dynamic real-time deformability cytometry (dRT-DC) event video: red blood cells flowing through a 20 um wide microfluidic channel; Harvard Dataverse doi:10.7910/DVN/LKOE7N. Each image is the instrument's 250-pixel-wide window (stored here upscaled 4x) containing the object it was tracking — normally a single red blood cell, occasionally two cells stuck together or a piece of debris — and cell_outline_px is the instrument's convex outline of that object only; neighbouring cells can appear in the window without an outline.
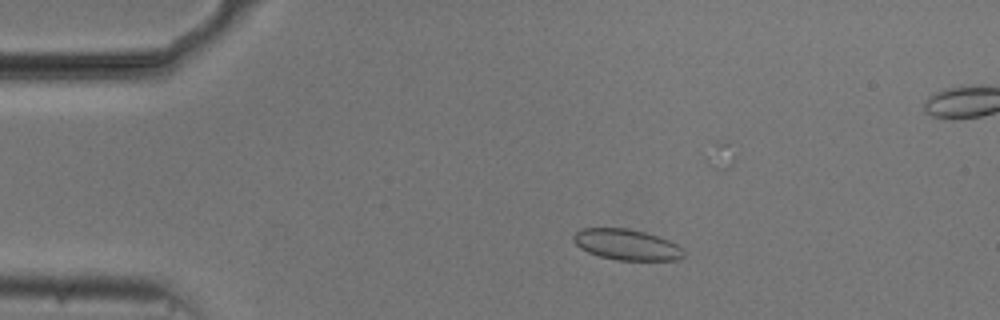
{"species": "common noctule bat (a hibernating species)", "species_latin": "Nyctalus noctula", "temperature_condition": "cold", "stored_images_in_passage": 36, "camera_frame_rate_fps": 3000, "um_per_image_px": 0.085, "animal": {"sex": "male", "body_mass_g": 20.5, "forearm_length_mm": 52.5}, "frame": {"image": 1, "passage_image": 5, "time_ms": 1.333, "image_size_px": [1000, 320], "cell_outline_px": [[684, 256], [680, 260], [616, 260], [600, 256], [588, 252], [580, 248], [572, 240], [572, 236], [580, 228], [628, 228], [644, 232], [668, 240], [676, 244], [684, 252]], "centroid_in_image_um": [53.23, 20.79], "position_along_channel_um": 31.8, "area_um2": 19.77}}
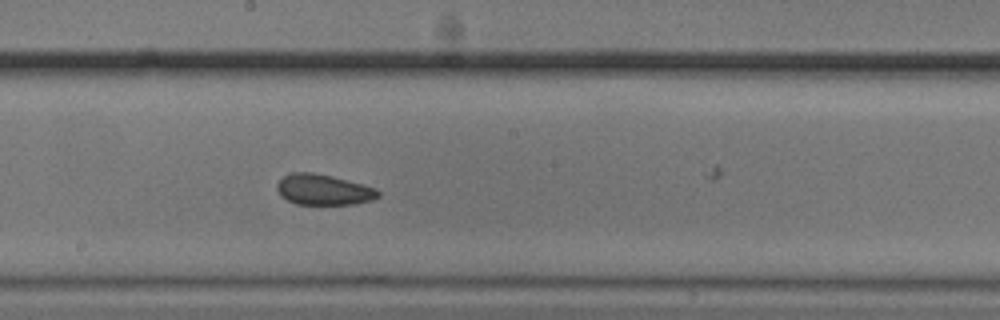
{"frame": {"image": 2, "passage_image": 24, "time_ms": 7.667, "image_size_px": [1000, 320], "cell_outline_px": [[380, 196], [372, 200], [356, 204], [296, 204], [280, 196], [276, 188], [276, 184], [288, 172], [312, 172], [332, 176], [376, 188], [380, 192]], "centroid_in_image_um": [27.48, 16.12], "position_along_channel_um": 220.7, "area_um2": 18.15}}
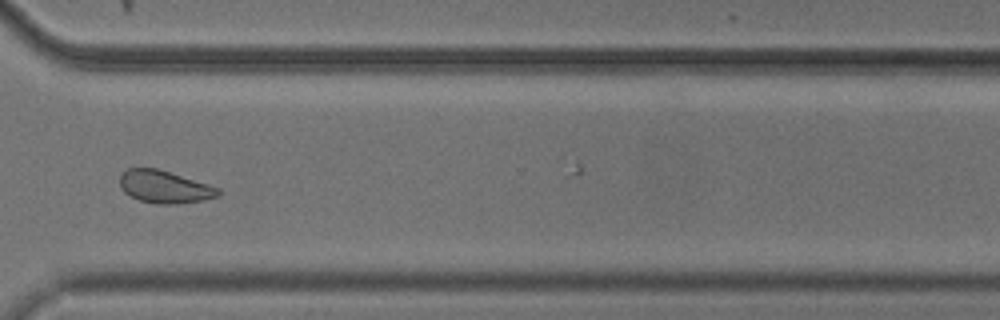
{"frame": {"image": 3, "passage_image": 35, "time_ms": 11.333, "image_size_px": [1000, 320], "cell_outline_px": [[220, 196], [204, 200], [176, 204], [156, 204], [140, 200], [128, 196], [120, 188], [120, 176], [128, 168], [156, 168], [208, 184], [220, 188]], "centroid_in_image_um": [13.98, 15.9], "position_along_channel_um": 356.6, "area_um2": 18.67}}